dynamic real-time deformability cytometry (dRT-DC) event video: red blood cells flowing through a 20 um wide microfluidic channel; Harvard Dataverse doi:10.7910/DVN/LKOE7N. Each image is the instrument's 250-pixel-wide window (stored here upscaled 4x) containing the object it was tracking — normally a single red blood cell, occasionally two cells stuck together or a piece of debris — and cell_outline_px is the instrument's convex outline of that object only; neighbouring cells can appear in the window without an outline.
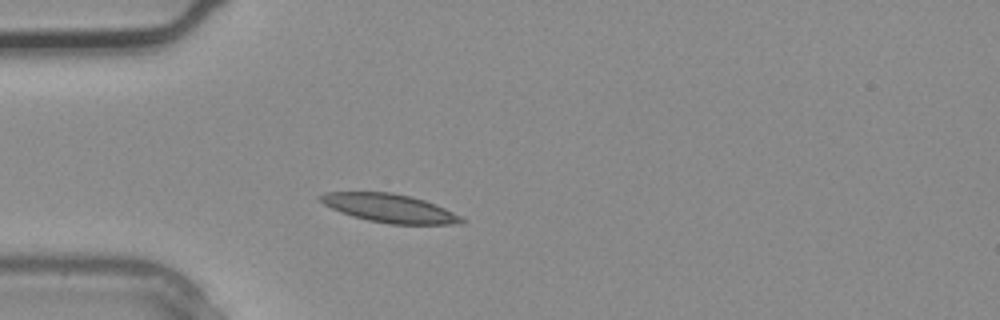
{"species": "common noctule bat (a hibernating species)", "species_latin": "Nyctalus noctula", "temperature_condition": "warm", "stored_images_in_passage": 1, "camera_frame_rate_fps": 3000, "um_per_image_px": 0.085, "animal": {"sex": "male", "body_mass_g": 20.4}, "frame": {"image": 1, "passage_image": 1, "time_ms": 0.0, "image_size_px": [1000, 320], "cell_outline_px": [[468, 220], [464, 224], [388, 224], [368, 220], [352, 216], [340, 212], [324, 204], [316, 196], [324, 192], [392, 192], [424, 200], [444, 208]], "centroid_in_image_um": [33.11, 17.7], "position_along_channel_um": 51.9, "area_um2": 23.41}}